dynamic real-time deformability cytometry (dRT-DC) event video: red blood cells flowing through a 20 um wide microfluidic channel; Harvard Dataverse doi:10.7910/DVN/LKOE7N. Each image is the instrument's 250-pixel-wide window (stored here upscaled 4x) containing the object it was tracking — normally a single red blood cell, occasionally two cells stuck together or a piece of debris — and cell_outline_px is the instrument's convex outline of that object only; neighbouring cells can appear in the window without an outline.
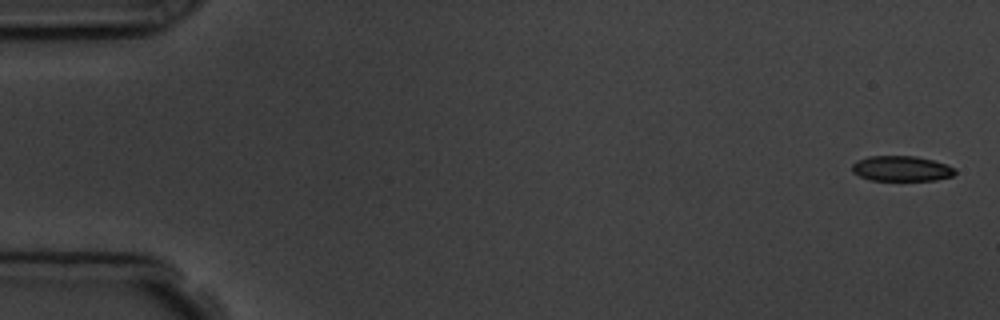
{"species": "common noctule bat (a hibernating species)", "species_latin": "Nyctalus noctula", "temperature_condition": "room temperature", "stored_images_in_passage": 6, "camera_frame_rate_fps": 3000, "um_per_image_px": 0.085, "animal": {"sex": "male", "body_mass_g": 19.5, "forearm_length_mm": 54.6}, "frame": {"image": 1, "passage_image": 1, "time_ms": 0.0, "image_size_px": [1000, 320], "cell_outline_px": [[956, 172], [952, 176], [936, 180], [872, 180], [860, 176], [852, 172], [852, 164], [856, 160], [868, 156], [916, 156], [932, 160], [956, 168]], "centroid_in_image_um": [76.6, 14.32], "position_along_channel_um": 8.4, "area_um2": 15.14}}
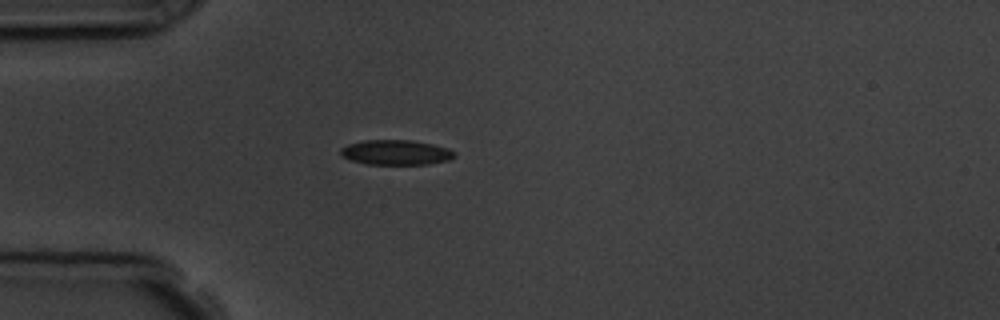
{"frame": {"image": 2, "passage_image": 5, "time_ms": 4.667, "image_size_px": [1000, 320], "cell_outline_px": [[456, 156], [448, 160], [428, 164], [368, 164], [352, 160], [340, 156], [340, 148], [348, 144], [364, 140], [412, 140], [432, 144], [448, 148], [456, 152]], "centroid_in_image_um": [33.65, 12.95], "position_along_channel_um": 51.3, "area_um2": 16.59}}